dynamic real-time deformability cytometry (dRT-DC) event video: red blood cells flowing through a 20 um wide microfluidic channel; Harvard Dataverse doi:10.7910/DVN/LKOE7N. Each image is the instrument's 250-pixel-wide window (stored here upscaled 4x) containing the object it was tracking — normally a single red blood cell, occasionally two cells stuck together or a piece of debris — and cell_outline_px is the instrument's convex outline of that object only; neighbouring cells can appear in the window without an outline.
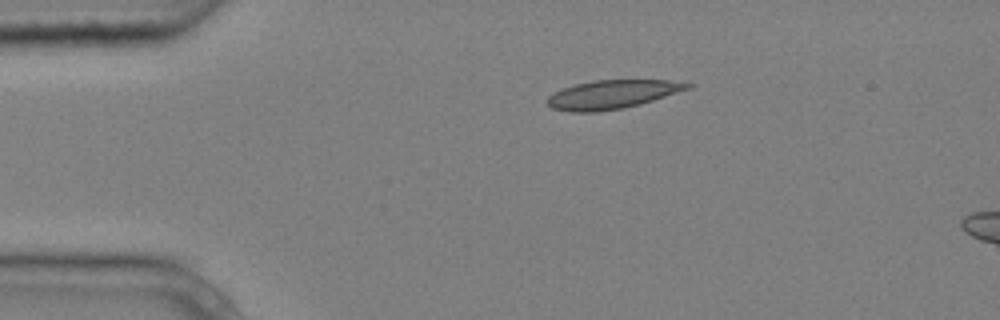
{"species": "common noctule bat (a hibernating species)", "species_latin": "Nyctalus noctula", "temperature_condition": "cold", "stored_images_in_passage": 2, "camera_frame_rate_fps": 3000, "um_per_image_px": 0.085, "animal": {"sex": "male", "body_mass_g": 20.4}, "frame": {"image": 1, "passage_image": 1, "time_ms": 0.0, "image_size_px": [1000, 320], "cell_outline_px": [[696, 84], [692, 88], [640, 104], [620, 108], [596, 112], [568, 112], [552, 108], [548, 104], [548, 96], [564, 88], [576, 84], [592, 80], [668, 80]], "centroid_in_image_um": [52.07, 8.02], "position_along_channel_um": 32.9, "area_um2": 23.29}}